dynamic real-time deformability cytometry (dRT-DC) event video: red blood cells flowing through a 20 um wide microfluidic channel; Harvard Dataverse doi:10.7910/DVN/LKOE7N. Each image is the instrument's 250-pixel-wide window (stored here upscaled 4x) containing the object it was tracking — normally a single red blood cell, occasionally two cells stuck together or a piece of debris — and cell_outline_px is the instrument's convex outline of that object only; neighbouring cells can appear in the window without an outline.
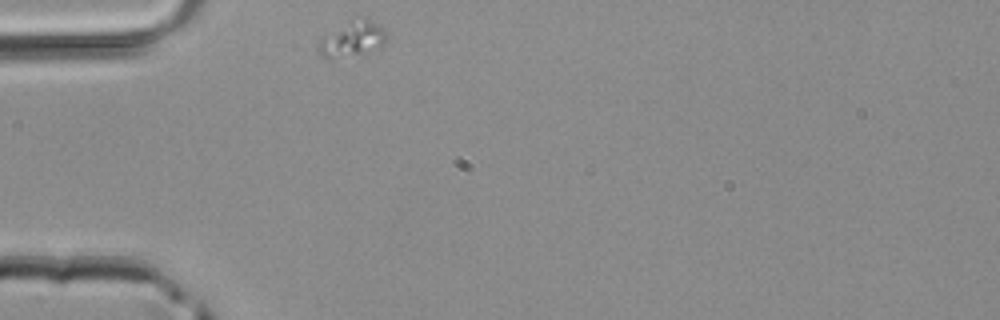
{"species": "common noctule bat (a hibernating species)", "species_latin": "Nyctalus noctula", "temperature_condition": "room temperature", "stored_images_in_passage": 1, "camera_frame_rate_fps": 3000, "um_per_image_px": 0.085, "animal": {"sex": "male", "body_mass_g": 20.4}, "frame": {"image": 1, "passage_image": 1, "time_ms": 0.0, "image_size_px": [1000, 320], "cell_outline_px": [[384, 44], [360, 52], [328, 56], [320, 56], [316, 48], [320, 40], [324, 36], [364, 16], [384, 28]], "centroid_in_image_um": [29.94, 3.27], "position_along_channel_um": 55.1, "area_um2": 12.48}}